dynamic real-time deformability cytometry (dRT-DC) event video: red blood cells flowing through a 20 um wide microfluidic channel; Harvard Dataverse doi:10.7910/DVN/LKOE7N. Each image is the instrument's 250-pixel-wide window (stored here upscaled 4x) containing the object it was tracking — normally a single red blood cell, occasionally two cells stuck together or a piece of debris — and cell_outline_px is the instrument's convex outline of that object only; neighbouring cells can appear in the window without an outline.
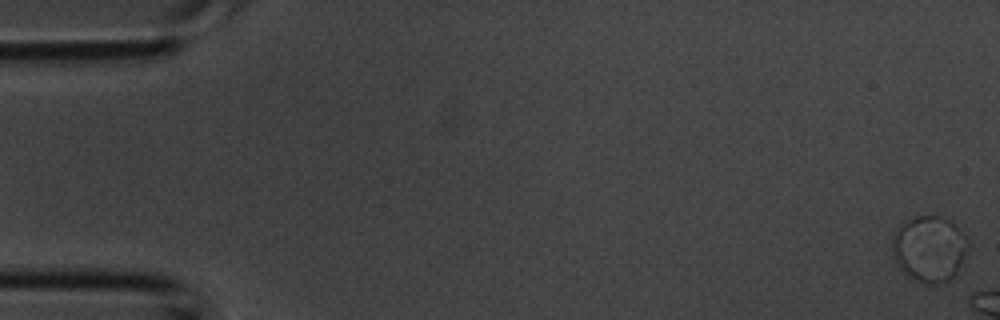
{"species": "common noctule bat (a hibernating species)", "species_latin": "Nyctalus noctula", "temperature_condition": "room temperature", "stored_images_in_passage": 5, "camera_frame_rate_fps": 3000, "um_per_image_px": 0.085, "animal": {"sex": "male", "body_mass_g": 20.1, "forearm_length_mm": 53.5}, "frame": {"image": 1, "passage_image": 1, "time_ms": 0.0, "image_size_px": [1000, 320], "cell_outline_px": [[972, 244], [952, 276], [948, 280], [936, 284], [928, 284], [912, 276], [892, 256], [892, 232], [916, 216], [940, 216], [948, 220], [968, 236]], "centroid_in_image_um": [79.04, 21.09], "position_along_channel_um": 6.0, "area_um2": 28.5}}